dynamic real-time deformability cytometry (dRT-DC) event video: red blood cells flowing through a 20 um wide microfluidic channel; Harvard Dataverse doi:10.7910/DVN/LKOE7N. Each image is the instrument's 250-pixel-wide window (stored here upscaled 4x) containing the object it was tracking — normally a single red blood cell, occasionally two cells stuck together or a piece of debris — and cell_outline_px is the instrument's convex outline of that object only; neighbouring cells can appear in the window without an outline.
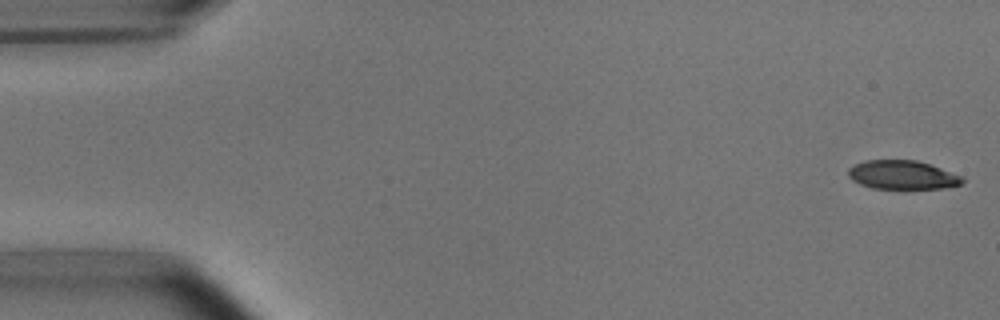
{"species": "common noctule bat (a hibernating species)", "species_latin": "Nyctalus noctula", "temperature_condition": "room temperature", "stored_images_in_passage": 5, "camera_frame_rate_fps": 3000, "um_per_image_px": 0.085, "animal": {"sex": "male", "body_mass_g": 15.6}, "frame": {"image": 1, "passage_image": 1, "time_ms": 0.0, "image_size_px": [1000, 320], "cell_outline_px": [[964, 180], [960, 184], [944, 188], [872, 188], [860, 184], [852, 180], [848, 176], [848, 168], [864, 160], [916, 160], [964, 176]], "centroid_in_image_um": [76.69, 14.86], "position_along_channel_um": 8.3, "area_um2": 19.02}}
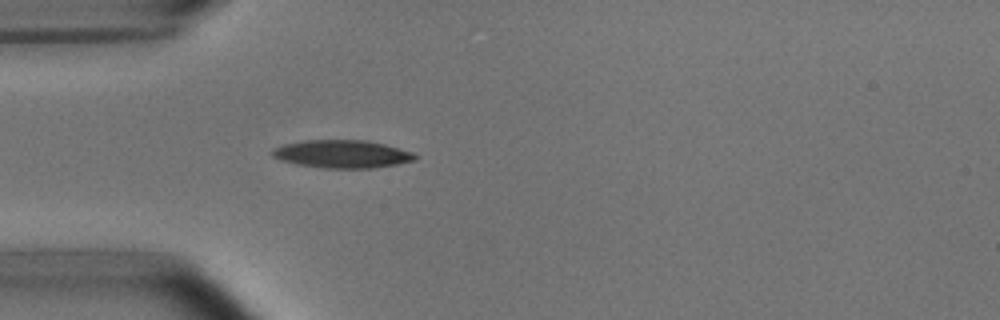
{"frame": {"image": 2, "passage_image": 5, "time_ms": 4.667, "image_size_px": [1000, 320], "cell_outline_px": [[416, 160], [396, 164], [372, 168], [324, 168], [296, 164], [280, 160], [272, 156], [272, 148], [284, 144], [304, 140], [368, 140], [384, 144], [412, 152], [416, 156]], "centroid_in_image_um": [29.05, 13.09], "position_along_channel_um": 56.0, "area_um2": 23.18}}